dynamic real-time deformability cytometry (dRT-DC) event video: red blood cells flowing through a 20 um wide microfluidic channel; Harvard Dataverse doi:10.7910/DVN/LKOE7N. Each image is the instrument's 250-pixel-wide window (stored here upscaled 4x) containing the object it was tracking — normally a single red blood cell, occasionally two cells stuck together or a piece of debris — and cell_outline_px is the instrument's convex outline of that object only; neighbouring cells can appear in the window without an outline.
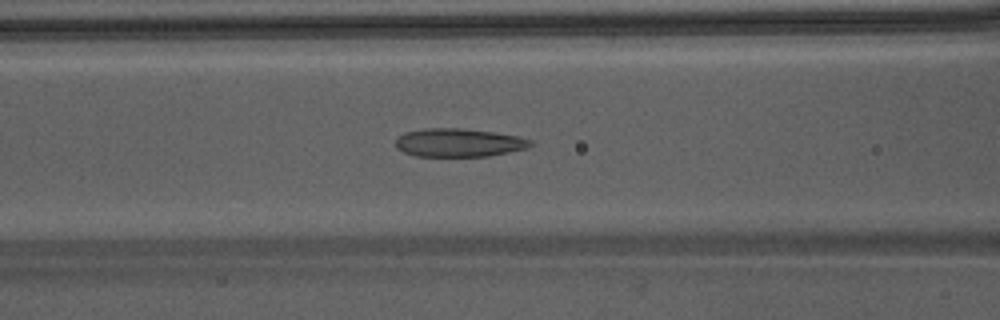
{"species": "Egyptian fruit bat (a non-hibernating species)", "species_latin": "Rousettus aegyptiacus", "temperature_condition": "warm", "stored_images_in_passage": 44, "camera_frame_rate_fps": 3000, "um_per_image_px": 0.085, "animal": {"sex": "male"}, "frame": {"image": 1, "passage_image": 20, "time_ms": 6.333, "image_size_px": [1000, 320], "cell_outline_px": [[536, 144], [528, 148], [488, 156], [416, 156], [404, 152], [396, 148], [396, 140], [404, 132], [424, 128], [460, 128], [492, 132], [516, 136], [532, 140]], "centroid_in_image_um": [39.01, 12.12], "position_along_channel_um": 127.6, "area_um2": 22.25}}
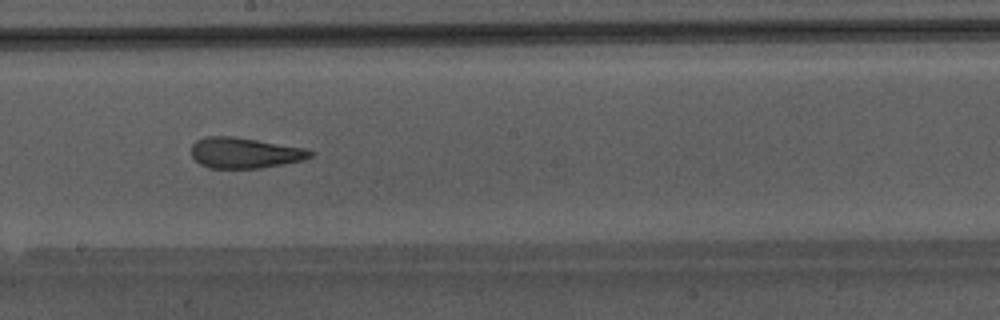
{"frame": {"image": 2, "passage_image": 27, "time_ms": 8.667, "image_size_px": [1000, 320], "cell_outline_px": [[316, 152], [312, 156], [304, 160], [284, 164], [260, 168], [208, 168], [200, 164], [192, 156], [192, 144], [196, 140], [204, 136], [236, 136], [304, 148]], "centroid_in_image_um": [20.81, 12.99], "position_along_channel_um": 227.4, "area_um2": 21.44}}
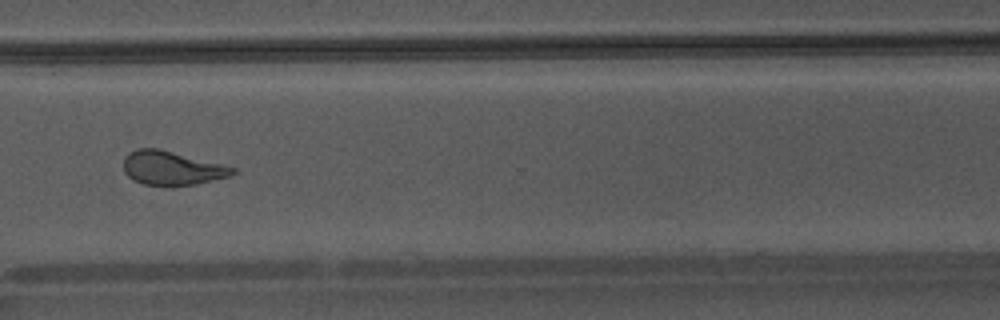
{"frame": {"image": 3, "passage_image": 36, "time_ms": 11.667, "image_size_px": [1000, 320], "cell_outline_px": [[236, 172], [232, 176], [196, 184], [172, 188], [144, 184], [132, 180], [124, 172], [124, 156], [128, 152], [136, 148], [156, 148], [224, 164], [236, 168]], "centroid_in_image_um": [14.61, 14.32], "position_along_channel_um": 356.0, "area_um2": 22.14}}